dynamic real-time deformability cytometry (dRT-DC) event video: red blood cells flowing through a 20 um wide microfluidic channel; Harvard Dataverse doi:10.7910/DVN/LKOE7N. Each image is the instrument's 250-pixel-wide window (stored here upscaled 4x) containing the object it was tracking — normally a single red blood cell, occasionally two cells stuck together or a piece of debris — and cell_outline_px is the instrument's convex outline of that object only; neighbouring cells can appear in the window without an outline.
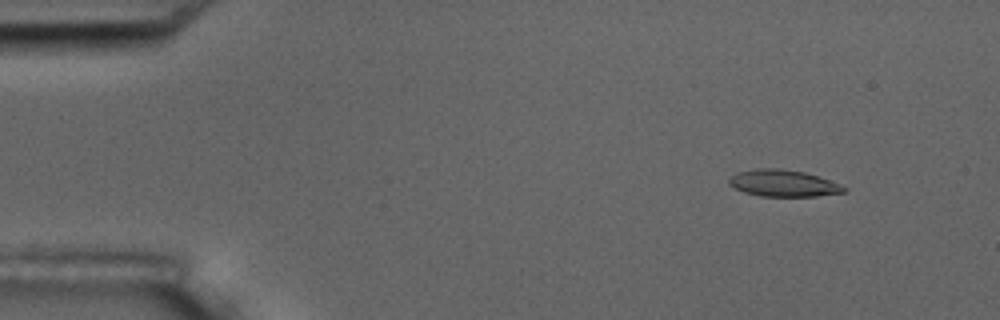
{"species": "common noctule bat (a hibernating species)", "species_latin": "Nyctalus noctula", "temperature_condition": "room temperature", "stored_images_in_passage": 5, "camera_frame_rate_fps": 3000, "um_per_image_px": 0.085, "animal": {"sex": "male", "body_mass_g": 17.5, "forearm_length_mm": 52.3}, "frame": {"image": 1, "passage_image": 1, "time_ms": 0.0, "image_size_px": [1000, 320], "cell_outline_px": [[848, 188], [844, 192], [816, 196], [760, 196], [744, 192], [728, 184], [728, 180], [736, 172], [756, 168], [780, 168], [804, 172], [828, 180]], "centroid_in_image_um": [66.53, 15.57], "position_along_channel_um": 18.5, "area_um2": 17.74}}
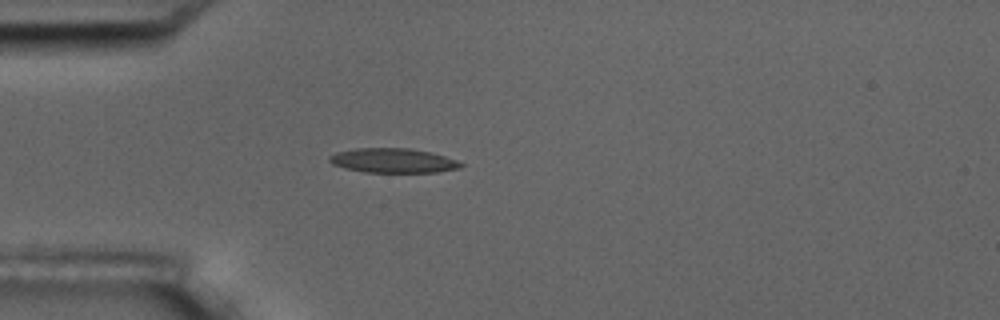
{"frame": {"image": 2, "passage_image": 4, "time_ms": 3.333, "image_size_px": [1000, 320], "cell_outline_px": [[464, 164], [460, 168], [436, 172], [364, 172], [344, 168], [332, 164], [328, 160], [328, 156], [336, 152], [356, 148], [412, 148], [432, 152], [456, 160]], "centroid_in_image_um": [33.39, 13.64], "position_along_channel_um": 51.6, "area_um2": 18.84}}